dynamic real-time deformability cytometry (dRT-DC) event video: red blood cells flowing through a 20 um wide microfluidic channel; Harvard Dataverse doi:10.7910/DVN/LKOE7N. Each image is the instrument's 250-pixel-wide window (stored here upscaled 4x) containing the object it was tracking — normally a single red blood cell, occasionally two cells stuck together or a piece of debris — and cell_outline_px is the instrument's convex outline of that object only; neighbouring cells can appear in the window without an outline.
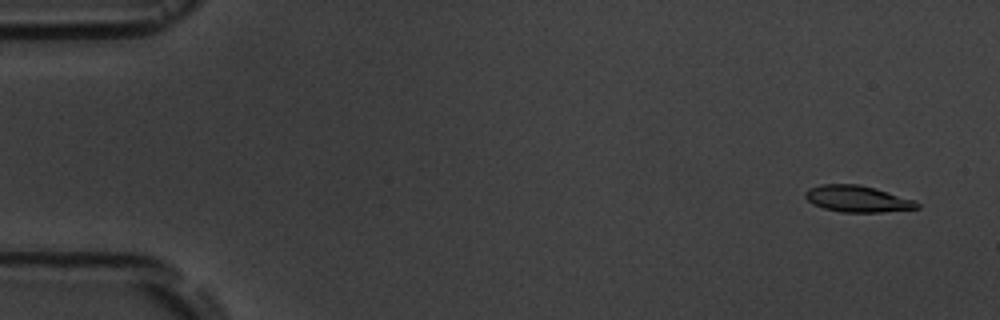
{"species": "common noctule bat (a hibernating species)", "species_latin": "Nyctalus noctula", "temperature_condition": "room temperature", "stored_images_in_passage": 5, "camera_frame_rate_fps": 3000, "um_per_image_px": 0.085, "animal": {"sex": "male", "body_mass_g": 19.5, "forearm_length_mm": 54.6}, "frame": {"image": 1, "passage_image": 1, "time_ms": 0.0, "image_size_px": [1000, 320], "cell_outline_px": [[920, 208], [880, 212], [840, 212], [824, 208], [812, 204], [804, 196], [804, 192], [808, 188], [820, 184], [856, 184], [872, 188], [916, 200], [920, 204]], "centroid_in_image_um": [72.85, 16.9], "position_along_channel_um": 12.1, "area_um2": 17.17}}
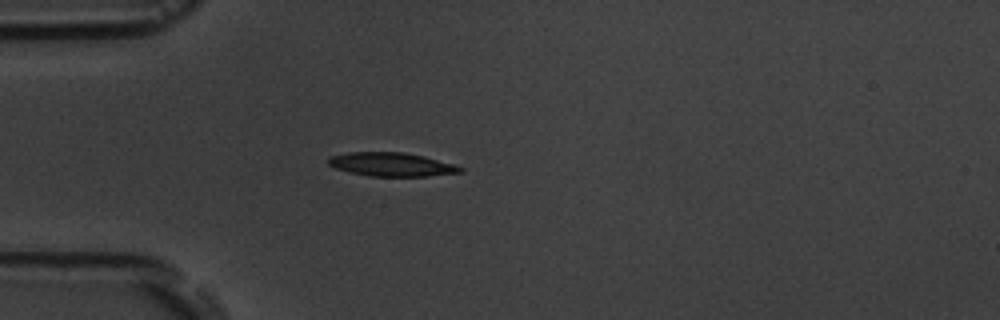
{"frame": {"image": 2, "passage_image": 5, "time_ms": 4.333, "image_size_px": [1000, 320], "cell_outline_px": [[464, 172], [428, 176], [368, 176], [336, 168], [328, 164], [328, 156], [348, 152], [404, 152], [424, 156], [452, 164], [464, 168]], "centroid_in_image_um": [33.28, 13.97], "position_along_channel_um": 51.7, "area_um2": 18.15}}